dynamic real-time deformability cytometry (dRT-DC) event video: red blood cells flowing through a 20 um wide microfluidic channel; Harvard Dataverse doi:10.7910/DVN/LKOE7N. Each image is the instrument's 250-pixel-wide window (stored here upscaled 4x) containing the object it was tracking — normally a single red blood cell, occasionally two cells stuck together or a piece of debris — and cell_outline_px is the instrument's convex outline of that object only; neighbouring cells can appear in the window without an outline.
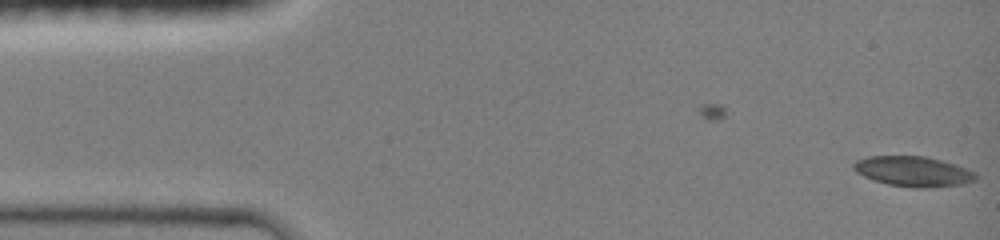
{"species": "common noctule bat (a hibernating species)", "species_latin": "Nyctalus noctula", "temperature_condition": "room temperature", "stored_images_in_passage": 5, "camera_frame_rate_fps": 3000, "um_per_image_px": 0.085, "animal": {"sex": "female", "body_mass_g": 19.0, "forearm_length_mm": 51.5}, "frame": {"image": 1, "passage_image": 5, "time_ms": 1.333, "image_size_px": [1000, 240], "cell_outline_px": [[976, 176], [972, 180], [960, 184], [888, 184], [864, 176], [856, 172], [852, 168], [852, 164], [856, 160], [868, 156], [924, 156], [940, 160], [964, 168], [972, 172]], "centroid_in_image_um": [77.47, 14.49], "position_along_channel_um": 7.5, "area_um2": 19.77}}